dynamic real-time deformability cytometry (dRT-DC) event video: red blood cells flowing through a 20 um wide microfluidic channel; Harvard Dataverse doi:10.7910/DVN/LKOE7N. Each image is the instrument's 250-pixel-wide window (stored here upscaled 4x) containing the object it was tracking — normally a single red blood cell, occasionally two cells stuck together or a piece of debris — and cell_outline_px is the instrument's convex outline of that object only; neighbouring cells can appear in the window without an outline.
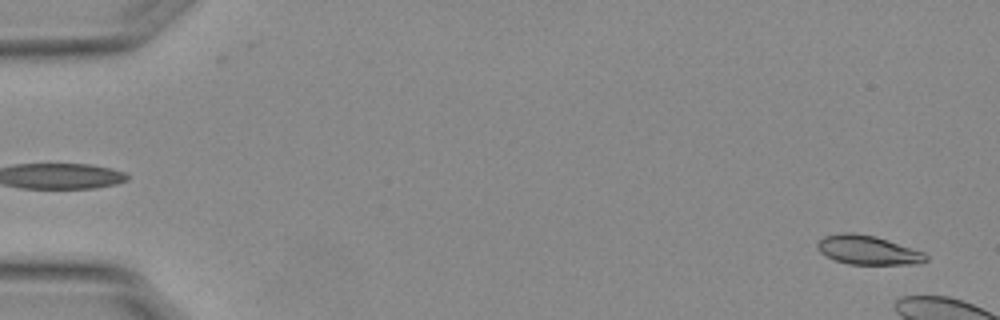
{"species": "Egyptian fruit bat (a non-hibernating species)", "species_latin": "Rousettus aegyptiacus", "temperature_condition": "warm", "stored_images_in_passage": 9, "camera_frame_rate_fps": 3000, "um_per_image_px": 0.085, "animal": {"sex": "female"}, "frame": {"image": 1, "passage_image": 2, "time_ms": 0.333, "image_size_px": [1000, 320], "cell_outline_px": [[928, 260], [920, 264], [848, 264], [836, 260], [820, 252], [816, 248], [816, 244], [824, 236], [840, 232], [852, 232], [876, 236], [924, 252], [928, 256]], "centroid_in_image_um": [73.78, 21.25], "position_along_channel_um": 11.2, "area_um2": 18.44}}